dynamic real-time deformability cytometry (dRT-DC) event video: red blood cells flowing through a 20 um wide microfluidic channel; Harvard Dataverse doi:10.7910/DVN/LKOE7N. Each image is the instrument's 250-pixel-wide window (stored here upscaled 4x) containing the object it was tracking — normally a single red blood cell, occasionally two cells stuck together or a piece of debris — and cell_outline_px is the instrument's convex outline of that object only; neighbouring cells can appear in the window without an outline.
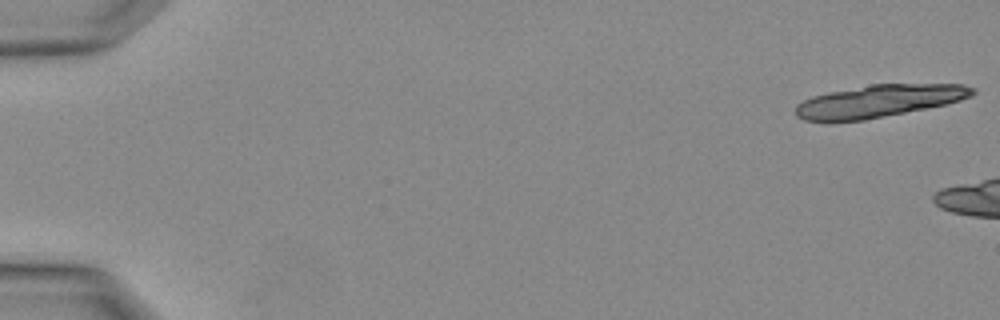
{"species": "Egyptian fruit bat (a non-hibernating species)", "species_latin": "Rousettus aegyptiacus", "temperature_condition": "warm", "stored_images_in_passage": 3, "camera_frame_rate_fps": 3000, "um_per_image_px": 0.085, "animal": {"sex": "female"}, "frame": {"image": 1, "passage_image": 1, "time_ms": 0.0, "image_size_px": [1000, 320], "cell_outline_px": [[976, 92], [972, 96], [960, 100], [928, 108], [864, 120], [828, 124], [804, 120], [796, 116], [796, 104], [812, 96], [828, 92], [872, 84], [964, 84], [976, 88]], "centroid_in_image_um": [74.65, 8.62], "position_along_channel_um": 10.3, "area_um2": 33.99}}